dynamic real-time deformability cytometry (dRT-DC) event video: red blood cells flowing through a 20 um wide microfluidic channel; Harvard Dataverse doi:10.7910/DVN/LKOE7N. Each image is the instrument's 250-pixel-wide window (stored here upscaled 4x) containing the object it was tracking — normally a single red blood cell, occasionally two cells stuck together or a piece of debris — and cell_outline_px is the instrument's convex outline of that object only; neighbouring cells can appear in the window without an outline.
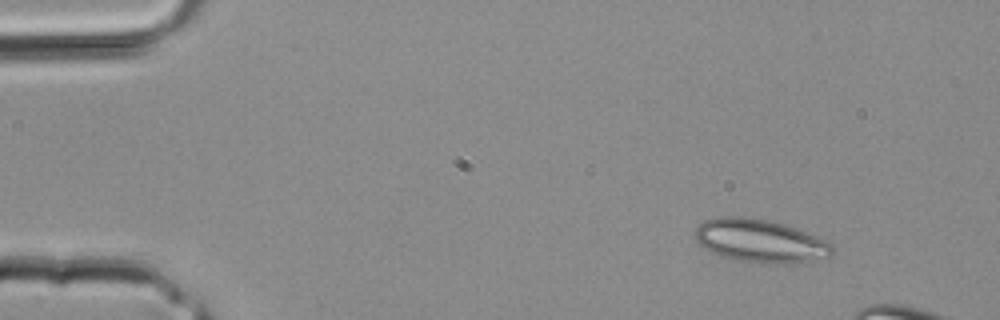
{"species": "common noctule bat (a hibernating species)", "species_latin": "Nyctalus noctula", "temperature_condition": "room temperature", "stored_images_in_passage": 3, "camera_frame_rate_fps": 3000, "um_per_image_px": 0.085, "animal": {"sex": "male", "body_mass_g": 20.4}, "frame": {"image": 1, "passage_image": 1, "time_ms": 0.0, "image_size_px": [1000, 320], "cell_outline_px": [[832, 252], [828, 256], [792, 264], [760, 264], [736, 260], [720, 256], [704, 248], [696, 240], [696, 228], [704, 220], [716, 216], [748, 216], [772, 220], [796, 228], [816, 236], [832, 244]], "centroid_in_image_um": [64.57, 20.47], "position_along_channel_um": 20.4, "area_um2": 34.8}}